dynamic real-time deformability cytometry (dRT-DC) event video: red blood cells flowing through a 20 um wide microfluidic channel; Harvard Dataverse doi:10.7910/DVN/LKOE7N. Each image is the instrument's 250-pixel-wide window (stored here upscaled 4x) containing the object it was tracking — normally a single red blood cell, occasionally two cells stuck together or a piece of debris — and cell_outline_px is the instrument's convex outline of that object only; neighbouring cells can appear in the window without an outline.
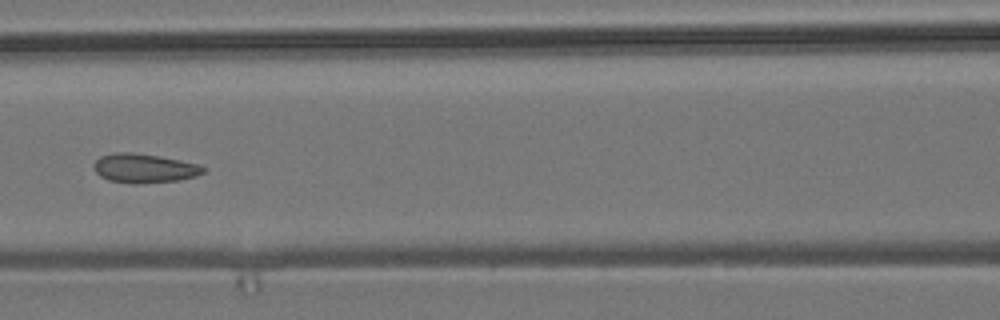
{"species": "common noctule bat (a hibernating species)", "species_latin": "Nyctalus noctula", "temperature_condition": "room temperature", "stored_images_in_passage": 6, "camera_frame_rate_fps": 3000, "um_per_image_px": 0.085, "animal": {"sex": "male", "body_mass_g": 19.2, "forearm_length_mm": 51.8}, "frame": {"image": 1, "passage_image": 6, "time_ms": 6.667, "image_size_px": [1000, 320], "cell_outline_px": [[204, 172], [196, 176], [180, 180], [136, 184], [132, 184], [108, 180], [100, 176], [96, 172], [92, 164], [100, 156], [116, 152], [132, 152], [160, 156], [180, 160], [196, 164], [204, 168]], "centroid_in_image_um": [12.22, 14.3], "position_along_channel_um": 154.4, "area_um2": 18.61}}